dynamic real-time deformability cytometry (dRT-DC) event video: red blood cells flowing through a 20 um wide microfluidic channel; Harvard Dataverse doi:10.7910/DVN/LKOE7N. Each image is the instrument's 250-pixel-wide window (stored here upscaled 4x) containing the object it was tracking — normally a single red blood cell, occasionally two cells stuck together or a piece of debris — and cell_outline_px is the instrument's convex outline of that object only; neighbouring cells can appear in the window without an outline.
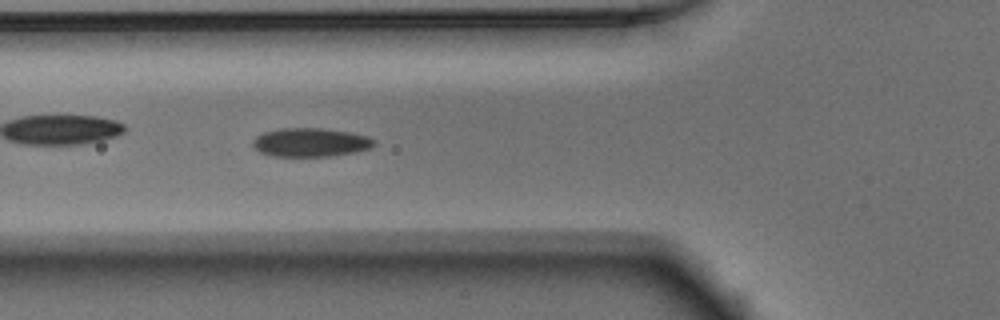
{"species": "Egyptian fruit bat (a non-hibernating species)", "species_latin": "Rousettus aegyptiacus", "temperature_condition": "warm", "stored_images_in_passage": 52, "camera_frame_rate_fps": 3000, "um_per_image_px": 0.085, "animal": {"sex": "male"}, "frame": {"image": 1, "passage_image": 18, "time_ms": 5.667, "image_size_px": [1000, 320], "cell_outline_px": [[376, 144], [372, 148], [356, 152], [332, 156], [276, 156], [260, 152], [252, 144], [252, 140], [256, 136], [264, 132], [280, 128], [320, 128], [348, 132], [368, 136], [376, 140]], "centroid_in_image_um": [26.43, 12.1], "position_along_channel_um": 99.4, "area_um2": 20.35}}
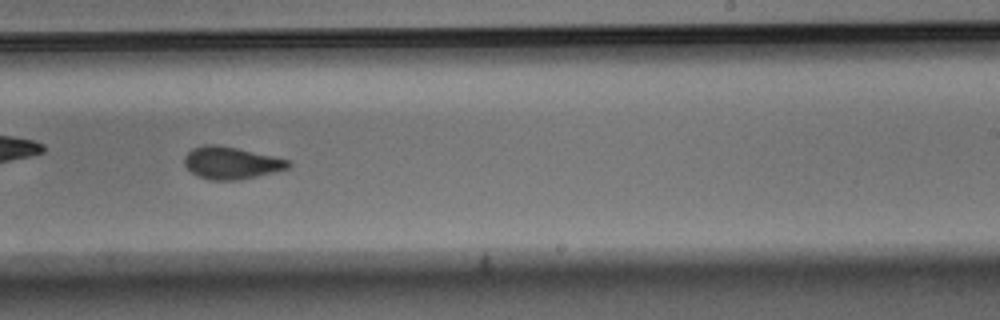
{"frame": {"image": 2, "passage_image": 31, "time_ms": 10.0, "image_size_px": [1000, 320], "cell_outline_px": [[292, 164], [288, 168], [276, 172], [240, 180], [212, 180], [200, 176], [192, 172], [184, 164], [184, 156], [192, 148], [204, 144], [216, 144], [236, 148], [272, 156], [288, 160]], "centroid_in_image_um": [19.65, 13.84], "position_along_channel_um": 269.4, "area_um2": 19.42}}
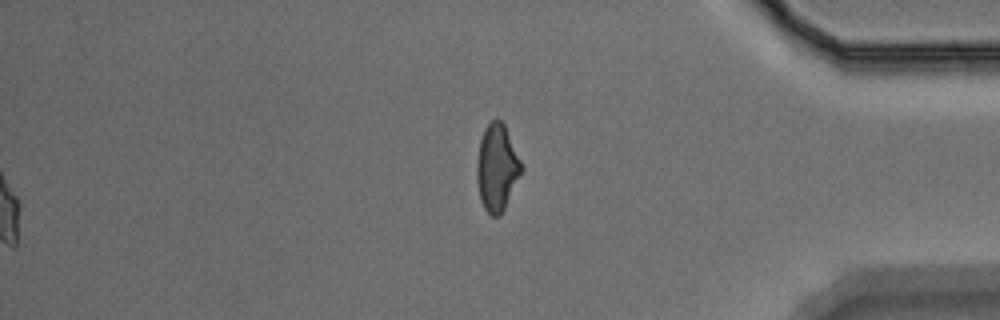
{"frame": {"image": 3, "passage_image": 52, "time_ms": 17.0, "image_size_px": [1000, 320], "cell_outline_px": [[524, 168], [500, 216], [492, 216], [484, 208], [480, 200], [476, 180], [476, 164], [480, 140], [484, 128], [496, 116], [504, 124]], "centroid_in_image_um": [42.22, 14.24], "position_along_channel_um": 393.0, "area_um2": 22.54}, "authors_computed_cell_mechanics": {"area_um2": 19.3919, "velocity_mm_per_s": 3.9186, "shape_relaxation_time_tau1_ms": 5.4423, "shape_relaxation_time_tau2_ms": 2.0873, "deformation_change_tau1": 0.1527, "deformation_change_tau2": 0.074}}